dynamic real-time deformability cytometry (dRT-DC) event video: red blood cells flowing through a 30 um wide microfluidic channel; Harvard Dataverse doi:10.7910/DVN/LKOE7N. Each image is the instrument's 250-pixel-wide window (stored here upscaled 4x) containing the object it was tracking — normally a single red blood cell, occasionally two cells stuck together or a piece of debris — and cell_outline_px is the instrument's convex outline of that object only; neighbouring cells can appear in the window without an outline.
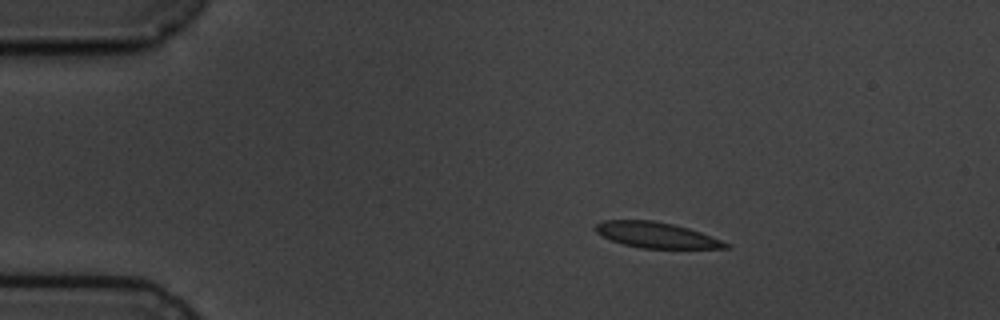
{"species": "common noctule bat (a hibernating species)", "species_latin": "Nyctalus noctula", "temperature_condition": "cold", "stored_images_in_passage": 4, "camera_frame_rate_fps": 3000, "um_per_image_px": 0.085, "animal": {"sex": "male", "body_mass_g": 19.5, "forearm_length_mm": 54.6}, "frame": {"image": 1, "passage_image": 2, "time_ms": 2.0, "image_size_px": [1000, 320], "cell_outline_px": [[732, 248], [640, 248], [624, 244], [612, 240], [596, 232], [596, 224], [604, 220], [656, 220], [688, 228], [700, 232], [732, 244]], "centroid_in_image_um": [55.83, 19.98], "position_along_channel_um": 29.2, "area_um2": 19.31}}